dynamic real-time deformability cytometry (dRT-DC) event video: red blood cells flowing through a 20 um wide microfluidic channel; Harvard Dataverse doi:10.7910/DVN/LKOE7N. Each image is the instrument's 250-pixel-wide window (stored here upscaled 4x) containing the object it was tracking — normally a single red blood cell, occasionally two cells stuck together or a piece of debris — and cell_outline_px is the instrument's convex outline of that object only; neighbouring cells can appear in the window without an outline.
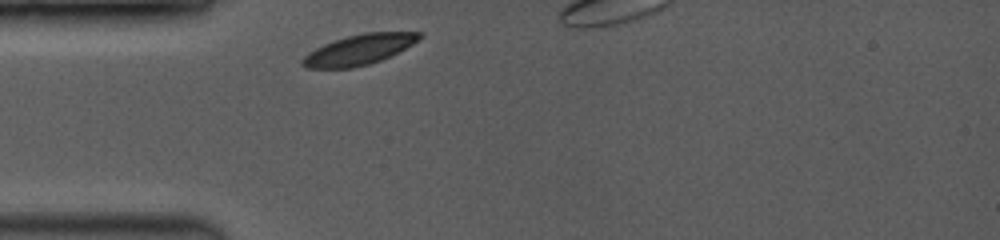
{"species": "common noctule bat (a hibernating species)", "species_latin": "Nyctalus noctula", "temperature_condition": "room temperature", "stored_images_in_passage": 38, "camera_frame_rate_fps": 3500, "um_per_image_px": 0.085, "animal": {"sex": "female", "body_mass_g": 19.0, "forearm_length_mm": 53.3}, "frame": {"image": 1, "passage_image": 1, "time_ms": 0.0, "image_size_px": [1000, 240], "cell_outline_px": [[424, 36], [420, 40], [380, 60], [368, 64], [352, 68], [304, 68], [300, 64], [300, 60], [308, 52], [324, 44], [348, 36], [364, 32], [424, 32]], "centroid_in_image_um": [30.5, 4.22], "position_along_channel_um": 54.5, "area_um2": 20.52}}
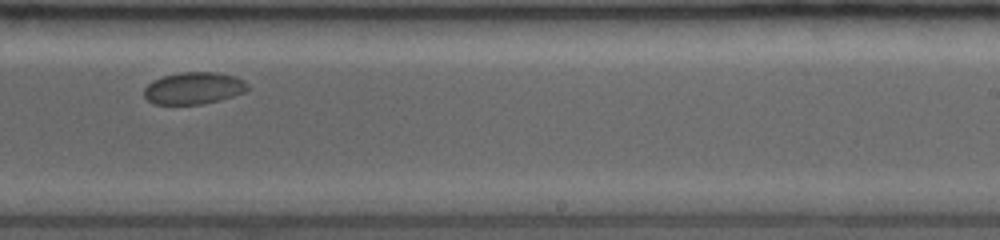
{"frame": {"image": 2, "passage_image": 21, "time_ms": 7.714, "image_size_px": [1000, 240], "cell_outline_px": [[248, 88], [244, 92], [220, 100], [200, 104], [152, 104], [144, 96], [144, 88], [152, 80], [164, 76], [180, 72], [216, 72], [236, 76], [244, 80], [248, 84]], "centroid_in_image_um": [16.46, 7.49], "position_along_channel_um": 272.5, "area_um2": 19.36}}
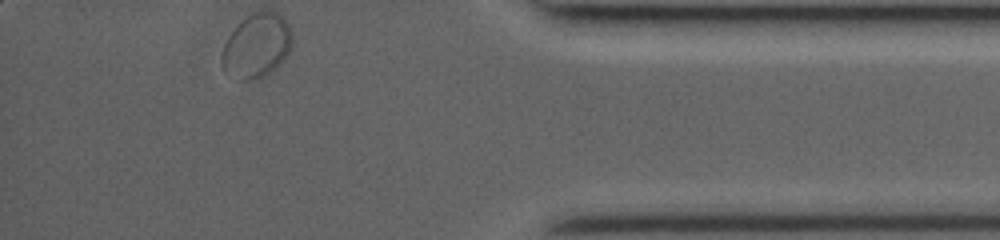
{"frame": {"image": 3, "passage_image": 37, "time_ms": 12.0, "image_size_px": [1000, 240], "cell_outline_px": [[292, 44], [288, 52], [264, 76], [252, 80], [236, 80], [224, 68], [224, 44], [228, 36], [240, 20], [256, 12], [276, 12], [284, 16], [292, 32]], "centroid_in_image_um": [21.83, 3.85], "position_along_channel_um": 413.4, "area_um2": 25.55}, "authors_computed_cell_mechanics": {"area_um2": 20.0566, "velocity_mm_per_s": 3.7456, "shape_relaxation_time_tau1_ms": null, "shape_relaxation_time_tau2_ms": 4.1153, "deformation_change_tau1": null, "deformation_change_tau2": 0.024}}